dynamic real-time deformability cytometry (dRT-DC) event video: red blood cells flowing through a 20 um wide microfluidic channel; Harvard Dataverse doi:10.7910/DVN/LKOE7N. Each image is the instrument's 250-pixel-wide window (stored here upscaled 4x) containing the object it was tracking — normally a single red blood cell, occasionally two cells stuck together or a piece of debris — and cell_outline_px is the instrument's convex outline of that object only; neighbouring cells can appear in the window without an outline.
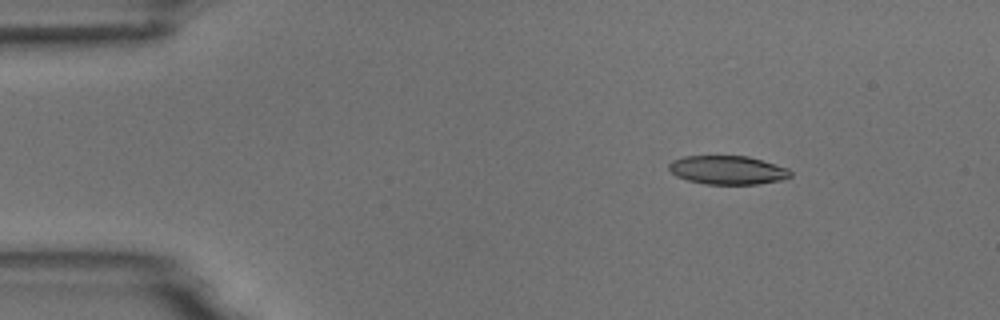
{"species": "common noctule bat (a hibernating species)", "species_latin": "Nyctalus noctula", "temperature_condition": "room temperature", "stored_images_in_passage": 6, "camera_frame_rate_fps": 3000, "um_per_image_px": 0.085, "animal": {"sex": "male", "body_mass_g": 18.8}, "frame": {"image": 1, "passage_image": 2, "time_ms": 2.0, "image_size_px": [1000, 320], "cell_outline_px": [[792, 176], [780, 180], [756, 184], [704, 184], [688, 180], [676, 176], [668, 168], [668, 164], [672, 160], [684, 156], [748, 156], [788, 168], [792, 172]], "centroid_in_image_um": [61.83, 14.45], "position_along_channel_um": 23.2, "area_um2": 20.29}}
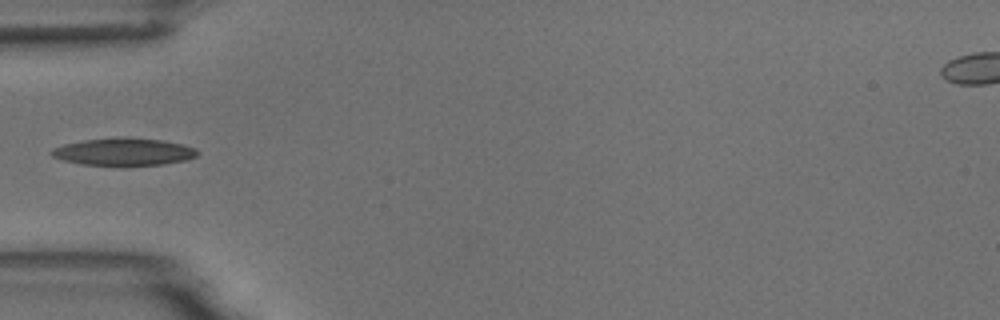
{"frame": {"image": 2, "passage_image": 5, "time_ms": 5.333, "image_size_px": [1000, 320], "cell_outline_px": [[200, 152], [196, 156], [188, 160], [164, 164], [124, 168], [80, 164], [64, 160], [52, 156], [52, 148], [64, 144], [84, 140], [116, 136], [164, 140], [184, 144], [196, 148]], "centroid_in_image_um": [10.57, 12.93], "position_along_channel_um": 74.4, "area_um2": 24.39}}